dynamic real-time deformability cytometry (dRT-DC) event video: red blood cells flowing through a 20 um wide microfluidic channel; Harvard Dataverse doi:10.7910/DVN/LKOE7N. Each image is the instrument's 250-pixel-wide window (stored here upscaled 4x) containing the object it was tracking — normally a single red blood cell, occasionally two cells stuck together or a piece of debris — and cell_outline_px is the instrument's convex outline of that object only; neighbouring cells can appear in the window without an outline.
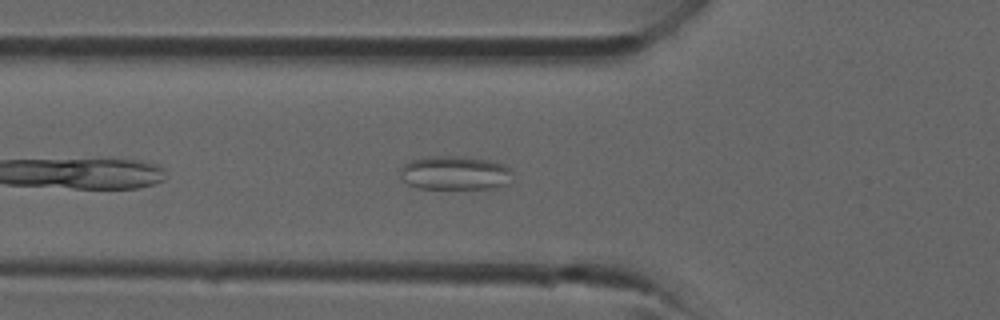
{"species": "common noctule bat (a hibernating species)", "species_latin": "Nyctalus noctula", "temperature_condition": "room temperature", "stored_images_in_passage": 31, "camera_frame_rate_fps": 3000, "um_per_image_px": 0.085, "animal": {"sex": "male", "forearm_length_mm": 52.5}, "frame": {"image": 1, "passage_image": 4, "time_ms": 1.0, "image_size_px": [1000, 320], "cell_outline_px": [[512, 172], [508, 184], [492, 188], [416, 188], [408, 184], [400, 176], [400, 168], [408, 160], [428, 156], [464, 156], [488, 160], [504, 164]], "centroid_in_image_um": [38.63, 14.68], "position_along_channel_um": 87.2, "area_um2": 22.31}}
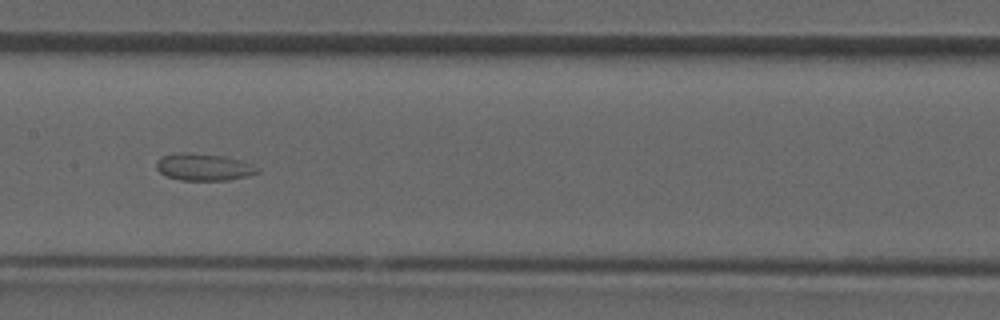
{"frame": {"image": 2, "passage_image": 10, "time_ms": 3.0, "image_size_px": [1000, 320], "cell_outline_px": [[260, 172], [248, 176], [228, 180], [180, 180], [168, 176], [160, 172], [156, 168], [156, 164], [164, 156], [176, 152], [192, 152], [224, 156], [260, 168]], "centroid_in_image_um": [17.31, 14.2], "position_along_channel_um": 190.1, "area_um2": 15.72}}
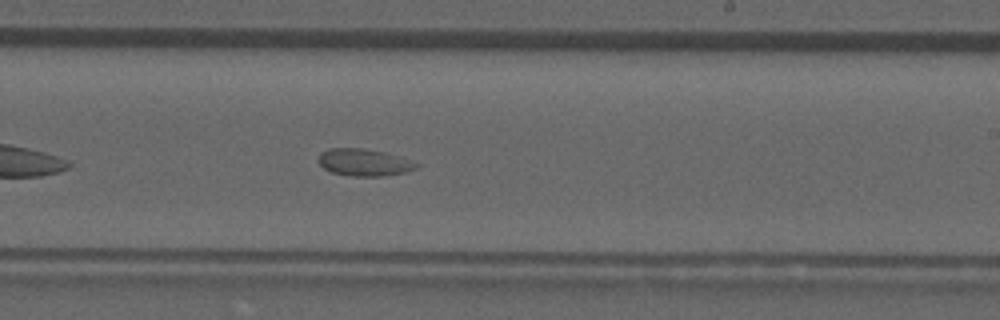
{"frame": {"image": 3, "passage_image": 14, "time_ms": 4.333, "image_size_px": [1000, 320], "cell_outline_px": [[420, 164], [416, 168], [404, 172], [380, 176], [352, 176], [332, 172], [324, 168], [320, 164], [320, 152], [328, 148], [364, 148], [384, 152]], "centroid_in_image_um": [30.91, 13.79], "position_along_channel_um": 258.1, "area_um2": 15.14}}